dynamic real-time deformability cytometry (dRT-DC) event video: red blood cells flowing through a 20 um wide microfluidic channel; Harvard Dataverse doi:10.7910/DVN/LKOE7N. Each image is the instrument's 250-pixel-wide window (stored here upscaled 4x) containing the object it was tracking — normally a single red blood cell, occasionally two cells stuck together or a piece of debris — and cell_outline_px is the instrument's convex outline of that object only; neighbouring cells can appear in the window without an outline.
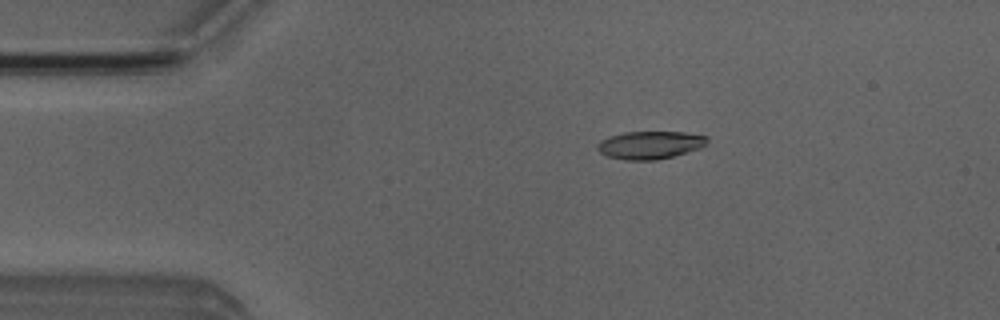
{"species": "Egyptian fruit bat (a non-hibernating species)", "species_latin": "Rousettus aegyptiacus", "temperature_condition": "room temperature", "stored_images_in_passage": 6, "camera_frame_rate_fps": 3000, "um_per_image_px": 0.085, "animal": {"sex": "male"}, "frame": {"image": 1, "passage_image": 3, "time_ms": 2.333, "image_size_px": [1000, 320], "cell_outline_px": [[708, 140], [700, 148], [672, 156], [656, 160], [624, 160], [608, 156], [600, 152], [596, 148], [596, 144], [600, 140], [608, 136], [624, 132], [684, 132], [708, 136]], "centroid_in_image_um": [55.21, 12.32], "position_along_channel_um": 29.8, "area_um2": 17.8}}